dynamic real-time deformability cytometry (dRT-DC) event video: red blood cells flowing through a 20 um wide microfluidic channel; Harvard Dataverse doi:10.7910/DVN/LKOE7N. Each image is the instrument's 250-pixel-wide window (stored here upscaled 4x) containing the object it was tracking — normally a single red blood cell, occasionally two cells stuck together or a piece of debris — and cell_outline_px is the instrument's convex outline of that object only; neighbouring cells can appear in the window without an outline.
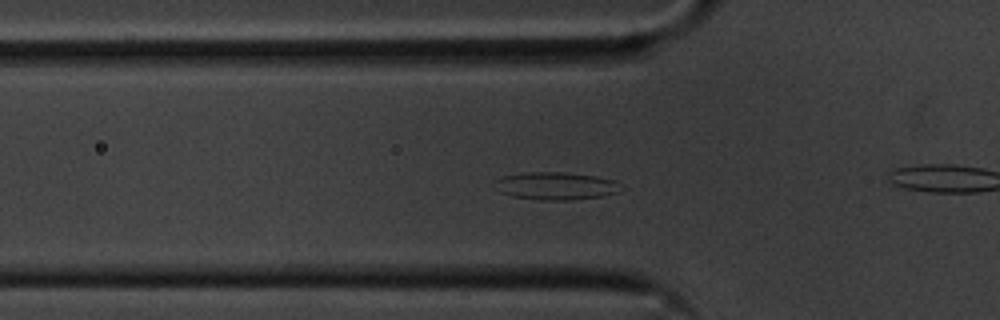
{"species": "common noctule bat (a hibernating species)", "species_latin": "Nyctalus noctula", "temperature_condition": "cold", "stored_images_in_passage": 54, "camera_frame_rate_fps": 3000, "um_per_image_px": 0.085, "animal": {"sex": "male", "body_mass_g": 20.1, "forearm_length_mm": 53.5}, "frame": {"image": 1, "passage_image": 15, "time_ms": 4.667, "image_size_px": [1000, 320], "cell_outline_px": [[628, 188], [620, 192], [604, 196], [568, 200], [540, 200], [512, 196], [500, 192], [496, 180], [504, 176], [528, 172], [564, 172], [596, 176], [616, 180]], "centroid_in_image_um": [47.4, 15.81], "position_along_channel_um": 78.4, "area_um2": 20.52}}
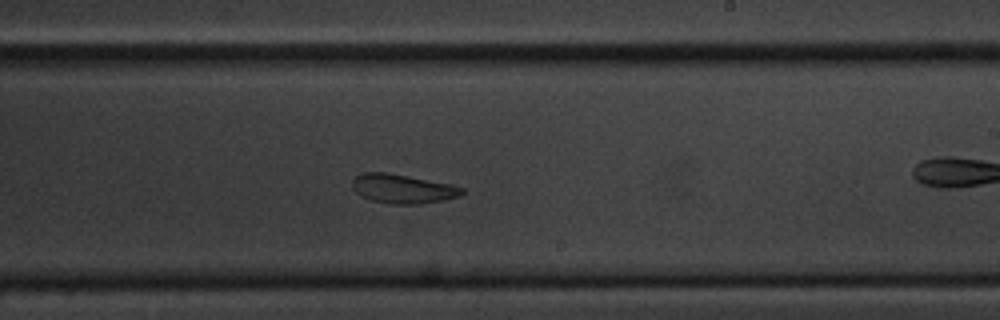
{"frame": {"image": 2, "passage_image": 30, "time_ms": 9.667, "image_size_px": [1000, 320], "cell_outline_px": [[464, 192], [460, 196], [444, 200], [420, 204], [392, 204], [372, 200], [360, 196], [352, 188], [352, 180], [356, 176], [364, 172], [388, 172], [452, 184], [464, 188]], "centroid_in_image_um": [34.24, 16.04], "position_along_channel_um": 254.8, "area_um2": 18.79}}
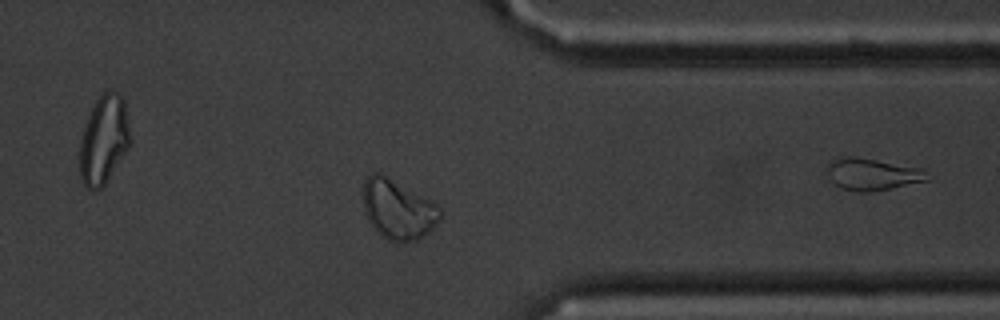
{"frame": {"image": 3, "passage_image": 41, "time_ms": 13.333, "image_size_px": [1000, 320], "cell_outline_px": [[440, 220], [428, 232], [416, 240], [396, 244], [388, 240], [376, 232], [368, 220], [364, 212], [364, 180], [372, 172], [380, 172], [432, 200], [440, 208]], "centroid_in_image_um": [33.82, 17.81], "position_along_channel_um": 377.6, "area_um2": 26.99}, "authors_computed_cell_mechanics": {"area_um2": 21.2126, "velocity_mm_per_s": 3.5143, "shape_relaxation_time_tau1_ms": 7.1061, "shape_relaxation_time_tau2_ms": 4.952, "deformation_change_tau1": 0.1248, "deformation_change_tau2": 0.1073}}